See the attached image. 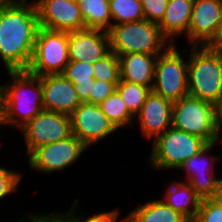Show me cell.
Wrapping results in <instances>:
<instances>
[{
  "label": "cell",
  "instance_id": "obj_37",
  "mask_svg": "<svg viewBox=\"0 0 222 222\" xmlns=\"http://www.w3.org/2000/svg\"><path fill=\"white\" fill-rule=\"evenodd\" d=\"M217 203L220 204V206L222 207V183L219 186L218 191L216 192L214 198H213Z\"/></svg>",
  "mask_w": 222,
  "mask_h": 222
},
{
  "label": "cell",
  "instance_id": "obj_28",
  "mask_svg": "<svg viewBox=\"0 0 222 222\" xmlns=\"http://www.w3.org/2000/svg\"><path fill=\"white\" fill-rule=\"evenodd\" d=\"M192 222H222V207L213 198L203 199Z\"/></svg>",
  "mask_w": 222,
  "mask_h": 222
},
{
  "label": "cell",
  "instance_id": "obj_4",
  "mask_svg": "<svg viewBox=\"0 0 222 222\" xmlns=\"http://www.w3.org/2000/svg\"><path fill=\"white\" fill-rule=\"evenodd\" d=\"M107 32L110 50L117 56L127 53L162 54L172 44L162 34L158 23L145 19L112 25Z\"/></svg>",
  "mask_w": 222,
  "mask_h": 222
},
{
  "label": "cell",
  "instance_id": "obj_5",
  "mask_svg": "<svg viewBox=\"0 0 222 222\" xmlns=\"http://www.w3.org/2000/svg\"><path fill=\"white\" fill-rule=\"evenodd\" d=\"M206 145L203 139L171 126L153 141L149 163L156 170L179 169Z\"/></svg>",
  "mask_w": 222,
  "mask_h": 222
},
{
  "label": "cell",
  "instance_id": "obj_13",
  "mask_svg": "<svg viewBox=\"0 0 222 222\" xmlns=\"http://www.w3.org/2000/svg\"><path fill=\"white\" fill-rule=\"evenodd\" d=\"M34 3L40 27L65 32L85 29L78 3L69 0H35Z\"/></svg>",
  "mask_w": 222,
  "mask_h": 222
},
{
  "label": "cell",
  "instance_id": "obj_30",
  "mask_svg": "<svg viewBox=\"0 0 222 222\" xmlns=\"http://www.w3.org/2000/svg\"><path fill=\"white\" fill-rule=\"evenodd\" d=\"M79 203V199H75V201L72 204V207L70 208V220L71 222H116L119 216L118 209L108 211V212H98L94 215L90 216H76L78 215L76 213V206ZM77 204V205H76Z\"/></svg>",
  "mask_w": 222,
  "mask_h": 222
},
{
  "label": "cell",
  "instance_id": "obj_16",
  "mask_svg": "<svg viewBox=\"0 0 222 222\" xmlns=\"http://www.w3.org/2000/svg\"><path fill=\"white\" fill-rule=\"evenodd\" d=\"M43 109L71 115L81 104L74 85L63 74L41 76Z\"/></svg>",
  "mask_w": 222,
  "mask_h": 222
},
{
  "label": "cell",
  "instance_id": "obj_6",
  "mask_svg": "<svg viewBox=\"0 0 222 222\" xmlns=\"http://www.w3.org/2000/svg\"><path fill=\"white\" fill-rule=\"evenodd\" d=\"M172 127L197 136L207 144L217 142L215 105L186 95L173 102Z\"/></svg>",
  "mask_w": 222,
  "mask_h": 222
},
{
  "label": "cell",
  "instance_id": "obj_27",
  "mask_svg": "<svg viewBox=\"0 0 222 222\" xmlns=\"http://www.w3.org/2000/svg\"><path fill=\"white\" fill-rule=\"evenodd\" d=\"M62 74L72 84L94 83V63L70 60Z\"/></svg>",
  "mask_w": 222,
  "mask_h": 222
},
{
  "label": "cell",
  "instance_id": "obj_29",
  "mask_svg": "<svg viewBox=\"0 0 222 222\" xmlns=\"http://www.w3.org/2000/svg\"><path fill=\"white\" fill-rule=\"evenodd\" d=\"M21 174L0 166V200L15 193L20 184Z\"/></svg>",
  "mask_w": 222,
  "mask_h": 222
},
{
  "label": "cell",
  "instance_id": "obj_19",
  "mask_svg": "<svg viewBox=\"0 0 222 222\" xmlns=\"http://www.w3.org/2000/svg\"><path fill=\"white\" fill-rule=\"evenodd\" d=\"M193 3L194 0H168L165 14L158 25L172 44H176L177 36H188Z\"/></svg>",
  "mask_w": 222,
  "mask_h": 222
},
{
  "label": "cell",
  "instance_id": "obj_34",
  "mask_svg": "<svg viewBox=\"0 0 222 222\" xmlns=\"http://www.w3.org/2000/svg\"><path fill=\"white\" fill-rule=\"evenodd\" d=\"M94 83L73 84L81 103H90V93Z\"/></svg>",
  "mask_w": 222,
  "mask_h": 222
},
{
  "label": "cell",
  "instance_id": "obj_14",
  "mask_svg": "<svg viewBox=\"0 0 222 222\" xmlns=\"http://www.w3.org/2000/svg\"><path fill=\"white\" fill-rule=\"evenodd\" d=\"M110 51V38L105 30L85 28L68 32L70 60L95 63Z\"/></svg>",
  "mask_w": 222,
  "mask_h": 222
},
{
  "label": "cell",
  "instance_id": "obj_39",
  "mask_svg": "<svg viewBox=\"0 0 222 222\" xmlns=\"http://www.w3.org/2000/svg\"><path fill=\"white\" fill-rule=\"evenodd\" d=\"M1 106L2 102H1V85H0V127H1Z\"/></svg>",
  "mask_w": 222,
  "mask_h": 222
},
{
  "label": "cell",
  "instance_id": "obj_11",
  "mask_svg": "<svg viewBox=\"0 0 222 222\" xmlns=\"http://www.w3.org/2000/svg\"><path fill=\"white\" fill-rule=\"evenodd\" d=\"M70 117L72 134L87 147L117 131L97 104L81 103Z\"/></svg>",
  "mask_w": 222,
  "mask_h": 222
},
{
  "label": "cell",
  "instance_id": "obj_36",
  "mask_svg": "<svg viewBox=\"0 0 222 222\" xmlns=\"http://www.w3.org/2000/svg\"><path fill=\"white\" fill-rule=\"evenodd\" d=\"M222 51V14L214 39L207 45Z\"/></svg>",
  "mask_w": 222,
  "mask_h": 222
},
{
  "label": "cell",
  "instance_id": "obj_35",
  "mask_svg": "<svg viewBox=\"0 0 222 222\" xmlns=\"http://www.w3.org/2000/svg\"><path fill=\"white\" fill-rule=\"evenodd\" d=\"M222 129V100L215 105V130L217 142L221 141L220 134Z\"/></svg>",
  "mask_w": 222,
  "mask_h": 222
},
{
  "label": "cell",
  "instance_id": "obj_8",
  "mask_svg": "<svg viewBox=\"0 0 222 222\" xmlns=\"http://www.w3.org/2000/svg\"><path fill=\"white\" fill-rule=\"evenodd\" d=\"M175 44L159 54L155 64L151 91L172 102L188 95V61H184Z\"/></svg>",
  "mask_w": 222,
  "mask_h": 222
},
{
  "label": "cell",
  "instance_id": "obj_24",
  "mask_svg": "<svg viewBox=\"0 0 222 222\" xmlns=\"http://www.w3.org/2000/svg\"><path fill=\"white\" fill-rule=\"evenodd\" d=\"M109 9L112 25L144 19L141 0H109Z\"/></svg>",
  "mask_w": 222,
  "mask_h": 222
},
{
  "label": "cell",
  "instance_id": "obj_7",
  "mask_svg": "<svg viewBox=\"0 0 222 222\" xmlns=\"http://www.w3.org/2000/svg\"><path fill=\"white\" fill-rule=\"evenodd\" d=\"M69 61L68 32L39 27L26 71L40 77L62 74Z\"/></svg>",
  "mask_w": 222,
  "mask_h": 222
},
{
  "label": "cell",
  "instance_id": "obj_31",
  "mask_svg": "<svg viewBox=\"0 0 222 222\" xmlns=\"http://www.w3.org/2000/svg\"><path fill=\"white\" fill-rule=\"evenodd\" d=\"M144 19L159 23L166 11L168 0H141Z\"/></svg>",
  "mask_w": 222,
  "mask_h": 222
},
{
  "label": "cell",
  "instance_id": "obj_25",
  "mask_svg": "<svg viewBox=\"0 0 222 222\" xmlns=\"http://www.w3.org/2000/svg\"><path fill=\"white\" fill-rule=\"evenodd\" d=\"M116 90L124 100L129 112L135 117L145 103L151 89L147 86L119 80Z\"/></svg>",
  "mask_w": 222,
  "mask_h": 222
},
{
  "label": "cell",
  "instance_id": "obj_15",
  "mask_svg": "<svg viewBox=\"0 0 222 222\" xmlns=\"http://www.w3.org/2000/svg\"><path fill=\"white\" fill-rule=\"evenodd\" d=\"M222 14L217 0H194L188 41L191 46H207L215 37Z\"/></svg>",
  "mask_w": 222,
  "mask_h": 222
},
{
  "label": "cell",
  "instance_id": "obj_2",
  "mask_svg": "<svg viewBox=\"0 0 222 222\" xmlns=\"http://www.w3.org/2000/svg\"><path fill=\"white\" fill-rule=\"evenodd\" d=\"M6 73L10 82L1 85V126L21 129L44 110L41 77L27 71Z\"/></svg>",
  "mask_w": 222,
  "mask_h": 222
},
{
  "label": "cell",
  "instance_id": "obj_17",
  "mask_svg": "<svg viewBox=\"0 0 222 222\" xmlns=\"http://www.w3.org/2000/svg\"><path fill=\"white\" fill-rule=\"evenodd\" d=\"M173 102L163 96L150 92L141 110L135 116L141 133L153 141L172 126Z\"/></svg>",
  "mask_w": 222,
  "mask_h": 222
},
{
  "label": "cell",
  "instance_id": "obj_12",
  "mask_svg": "<svg viewBox=\"0 0 222 222\" xmlns=\"http://www.w3.org/2000/svg\"><path fill=\"white\" fill-rule=\"evenodd\" d=\"M216 143H208L195 156L187 159L179 167V169L186 171L185 181L191 185V188L202 200L214 198L222 183V179L216 178L215 171L212 170L214 168L213 164L216 163L215 160L218 161L219 158L212 155L210 161L205 159V155H211L208 153Z\"/></svg>",
  "mask_w": 222,
  "mask_h": 222
},
{
  "label": "cell",
  "instance_id": "obj_41",
  "mask_svg": "<svg viewBox=\"0 0 222 222\" xmlns=\"http://www.w3.org/2000/svg\"><path fill=\"white\" fill-rule=\"evenodd\" d=\"M69 1L79 3L80 0H69Z\"/></svg>",
  "mask_w": 222,
  "mask_h": 222
},
{
  "label": "cell",
  "instance_id": "obj_10",
  "mask_svg": "<svg viewBox=\"0 0 222 222\" xmlns=\"http://www.w3.org/2000/svg\"><path fill=\"white\" fill-rule=\"evenodd\" d=\"M88 147L75 135L35 149L28 157L30 170L47 174L72 166Z\"/></svg>",
  "mask_w": 222,
  "mask_h": 222
},
{
  "label": "cell",
  "instance_id": "obj_9",
  "mask_svg": "<svg viewBox=\"0 0 222 222\" xmlns=\"http://www.w3.org/2000/svg\"><path fill=\"white\" fill-rule=\"evenodd\" d=\"M29 156L35 149L72 135L70 115L43 110L21 128Z\"/></svg>",
  "mask_w": 222,
  "mask_h": 222
},
{
  "label": "cell",
  "instance_id": "obj_3",
  "mask_svg": "<svg viewBox=\"0 0 222 222\" xmlns=\"http://www.w3.org/2000/svg\"><path fill=\"white\" fill-rule=\"evenodd\" d=\"M188 95L216 105L222 100V51L192 46L188 57Z\"/></svg>",
  "mask_w": 222,
  "mask_h": 222
},
{
  "label": "cell",
  "instance_id": "obj_20",
  "mask_svg": "<svg viewBox=\"0 0 222 222\" xmlns=\"http://www.w3.org/2000/svg\"><path fill=\"white\" fill-rule=\"evenodd\" d=\"M170 185L163 197L164 202L192 222L197 216L202 199L187 181L174 182Z\"/></svg>",
  "mask_w": 222,
  "mask_h": 222
},
{
  "label": "cell",
  "instance_id": "obj_21",
  "mask_svg": "<svg viewBox=\"0 0 222 222\" xmlns=\"http://www.w3.org/2000/svg\"><path fill=\"white\" fill-rule=\"evenodd\" d=\"M122 222H190L180 212L173 210L164 200H152L138 206Z\"/></svg>",
  "mask_w": 222,
  "mask_h": 222
},
{
  "label": "cell",
  "instance_id": "obj_40",
  "mask_svg": "<svg viewBox=\"0 0 222 222\" xmlns=\"http://www.w3.org/2000/svg\"><path fill=\"white\" fill-rule=\"evenodd\" d=\"M18 222H29V221L24 220V218H23V219H20V221H18Z\"/></svg>",
  "mask_w": 222,
  "mask_h": 222
},
{
  "label": "cell",
  "instance_id": "obj_1",
  "mask_svg": "<svg viewBox=\"0 0 222 222\" xmlns=\"http://www.w3.org/2000/svg\"><path fill=\"white\" fill-rule=\"evenodd\" d=\"M0 5V59L7 71H26L39 29L34 1Z\"/></svg>",
  "mask_w": 222,
  "mask_h": 222
},
{
  "label": "cell",
  "instance_id": "obj_18",
  "mask_svg": "<svg viewBox=\"0 0 222 222\" xmlns=\"http://www.w3.org/2000/svg\"><path fill=\"white\" fill-rule=\"evenodd\" d=\"M158 55L127 53L118 56L120 80L147 86L152 89Z\"/></svg>",
  "mask_w": 222,
  "mask_h": 222
},
{
  "label": "cell",
  "instance_id": "obj_23",
  "mask_svg": "<svg viewBox=\"0 0 222 222\" xmlns=\"http://www.w3.org/2000/svg\"><path fill=\"white\" fill-rule=\"evenodd\" d=\"M99 105L102 112L117 130L128 125L130 126V124L131 126L133 125L132 121L135 117L129 112L124 100L117 90Z\"/></svg>",
  "mask_w": 222,
  "mask_h": 222
},
{
  "label": "cell",
  "instance_id": "obj_33",
  "mask_svg": "<svg viewBox=\"0 0 222 222\" xmlns=\"http://www.w3.org/2000/svg\"><path fill=\"white\" fill-rule=\"evenodd\" d=\"M31 222H71L70 220V210L67 212H63L60 214L56 212V214H27Z\"/></svg>",
  "mask_w": 222,
  "mask_h": 222
},
{
  "label": "cell",
  "instance_id": "obj_26",
  "mask_svg": "<svg viewBox=\"0 0 222 222\" xmlns=\"http://www.w3.org/2000/svg\"><path fill=\"white\" fill-rule=\"evenodd\" d=\"M94 78L106 82H119V59L113 51L94 63Z\"/></svg>",
  "mask_w": 222,
  "mask_h": 222
},
{
  "label": "cell",
  "instance_id": "obj_32",
  "mask_svg": "<svg viewBox=\"0 0 222 222\" xmlns=\"http://www.w3.org/2000/svg\"><path fill=\"white\" fill-rule=\"evenodd\" d=\"M118 83L119 82H106L95 79L92 92L90 93V103L101 104L116 90Z\"/></svg>",
  "mask_w": 222,
  "mask_h": 222
},
{
  "label": "cell",
  "instance_id": "obj_38",
  "mask_svg": "<svg viewBox=\"0 0 222 222\" xmlns=\"http://www.w3.org/2000/svg\"><path fill=\"white\" fill-rule=\"evenodd\" d=\"M18 0H0V5H6V4H11L14 3Z\"/></svg>",
  "mask_w": 222,
  "mask_h": 222
},
{
  "label": "cell",
  "instance_id": "obj_22",
  "mask_svg": "<svg viewBox=\"0 0 222 222\" xmlns=\"http://www.w3.org/2000/svg\"><path fill=\"white\" fill-rule=\"evenodd\" d=\"M80 11L85 28L108 31L112 26L109 0H80Z\"/></svg>",
  "mask_w": 222,
  "mask_h": 222
}]
</instances>
